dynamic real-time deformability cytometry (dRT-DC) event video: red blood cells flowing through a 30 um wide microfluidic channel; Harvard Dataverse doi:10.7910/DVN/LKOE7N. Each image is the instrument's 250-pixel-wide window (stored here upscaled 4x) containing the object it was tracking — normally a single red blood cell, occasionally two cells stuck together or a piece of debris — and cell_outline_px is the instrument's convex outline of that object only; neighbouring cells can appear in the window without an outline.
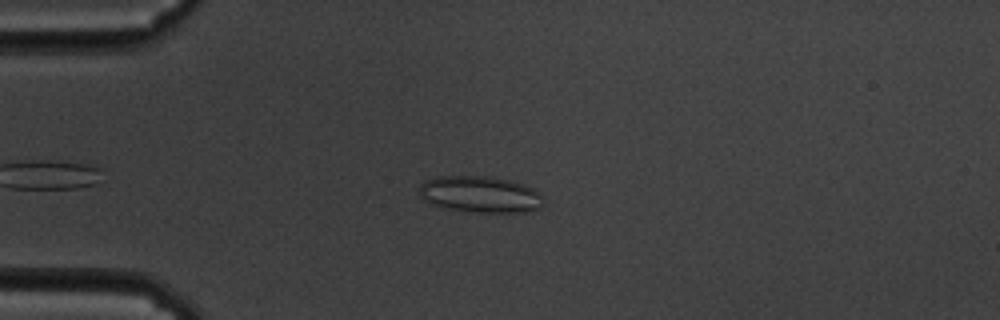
{"species": "common noctule bat (a hibernating species)", "species_latin": "Nyctalus noctula", "temperature_condition": "cold", "stored_images_in_passage": 52, "camera_frame_rate_fps": 3000, "um_per_image_px": 0.085, "animal": {"sex": "male", "body_mass_g": 19.5, "forearm_length_mm": 54.6}, "frame": {"image": 1, "passage_image": 12, "time_ms": 3.667, "image_size_px": [1000, 320], "cell_outline_px": [[540, 208], [524, 212], [472, 212], [448, 208], [432, 204], [420, 196], [420, 184], [424, 180], [436, 176], [488, 176], [508, 180], [524, 184], [540, 192]], "centroid_in_image_um": [40.78, 16.51], "position_along_channel_um": 44.2, "area_um2": 26.18}}
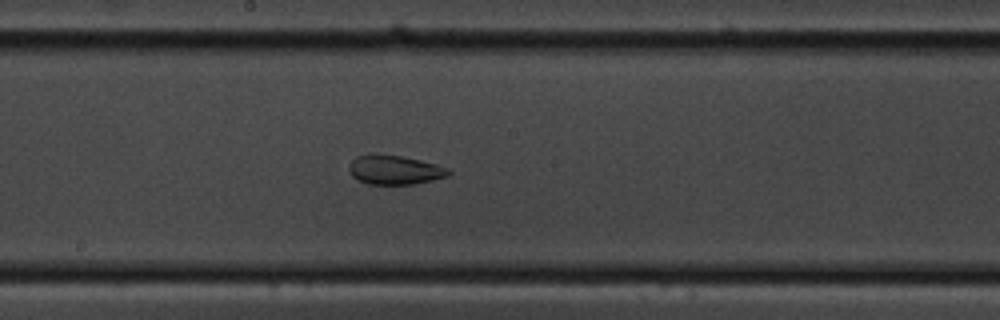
{"frame": {"image": 2, "passage_image": 29, "time_ms": 9.333, "image_size_px": [1000, 320], "cell_outline_px": [[452, 172], [448, 176], [432, 180], [412, 184], [368, 184], [352, 176], [348, 168], [352, 160], [356, 156], [372, 152], [400, 156], [420, 160], [436, 164], [448, 168]], "centroid_in_image_um": [33.53, 14.42], "position_along_channel_um": 214.7, "area_um2": 17.05}}
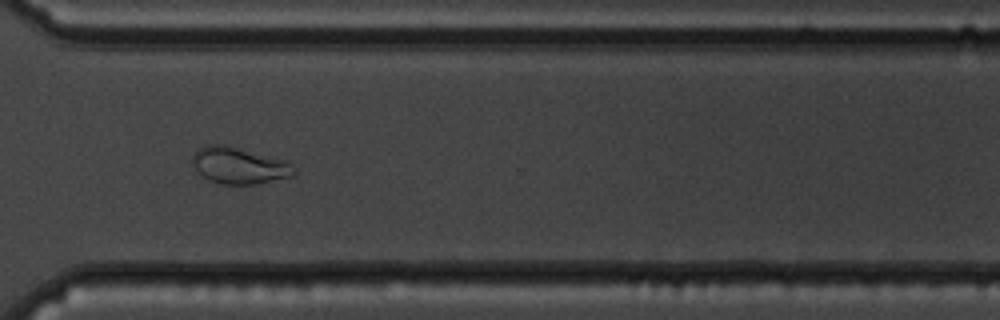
{"frame": {"image": 3, "passage_image": 41, "time_ms": 13.333, "image_size_px": [1000, 320], "cell_outline_px": [[296, 172], [292, 176], [256, 184], [220, 184], [208, 180], [192, 164], [192, 156], [200, 148], [208, 144], [224, 144], [288, 160], [292, 164]], "centroid_in_image_um": [20.35, 14.06], "position_along_channel_um": 350.2, "area_um2": 21.68}, "authors_computed_cell_mechanics": {"area_um2": 23.4379, "velocity_mm_per_s": 3.3938, "shape_relaxation_time_tau1_ms": null, "shape_relaxation_time_tau2_ms": 1.7503, "deformation_change_tau1": null, "deformation_change_tau2": 0.0705}}